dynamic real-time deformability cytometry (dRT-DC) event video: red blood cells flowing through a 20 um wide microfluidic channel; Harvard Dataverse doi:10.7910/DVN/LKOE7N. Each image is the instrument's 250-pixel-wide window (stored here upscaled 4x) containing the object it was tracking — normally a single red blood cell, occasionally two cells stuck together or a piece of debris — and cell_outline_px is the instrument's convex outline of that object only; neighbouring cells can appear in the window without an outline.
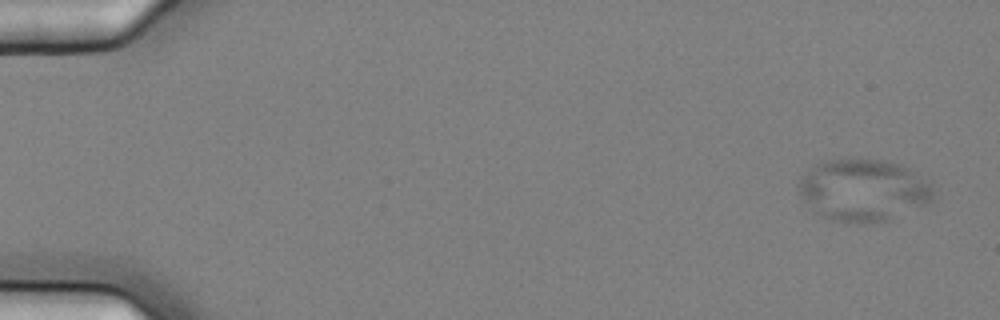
{"species": "common noctule bat (a hibernating species)", "species_latin": "Nyctalus noctula", "temperature_condition": "cold", "stored_images_in_passage": 6, "camera_frame_rate_fps": 3000, "um_per_image_px": 0.085, "animal": {"sex": "female", "body_mass_g": 25.1}, "frame": {"image": 1, "passage_image": 1, "time_ms": 0.0, "image_size_px": [1000, 320], "cell_outline_px": [[932, 200], [924, 204], [884, 220], [832, 220], [816, 212], [800, 196], [800, 180], [808, 168], [824, 160], [856, 156], [884, 160], [908, 168], [932, 184]], "centroid_in_image_um": [73.34, 16.06], "position_along_channel_um": 11.7, "area_um2": 47.69}}
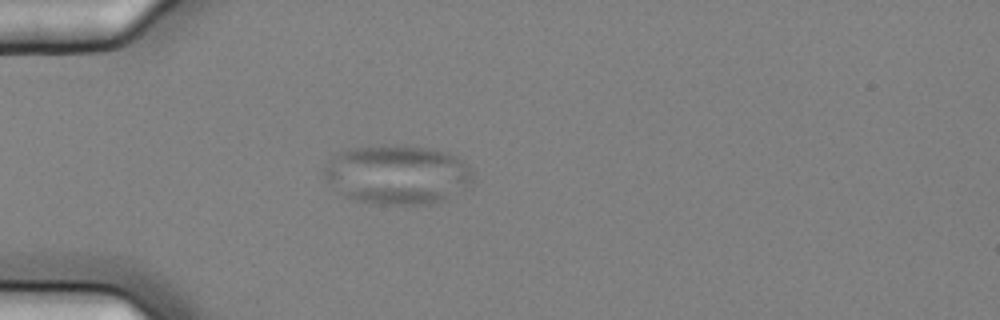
{"frame": {"image": 2, "passage_image": 5, "time_ms": 1.333, "image_size_px": [1000, 320], "cell_outline_px": [[472, 180], [468, 184], [448, 200], [436, 204], [368, 204], [352, 200], [344, 196], [324, 176], [324, 168], [328, 160], [336, 152], [352, 148], [380, 144], [416, 144], [448, 152], [456, 156], [468, 164], [472, 172]], "centroid_in_image_um": [33.78, 14.81], "position_along_channel_um": 51.2, "area_um2": 52.48}}